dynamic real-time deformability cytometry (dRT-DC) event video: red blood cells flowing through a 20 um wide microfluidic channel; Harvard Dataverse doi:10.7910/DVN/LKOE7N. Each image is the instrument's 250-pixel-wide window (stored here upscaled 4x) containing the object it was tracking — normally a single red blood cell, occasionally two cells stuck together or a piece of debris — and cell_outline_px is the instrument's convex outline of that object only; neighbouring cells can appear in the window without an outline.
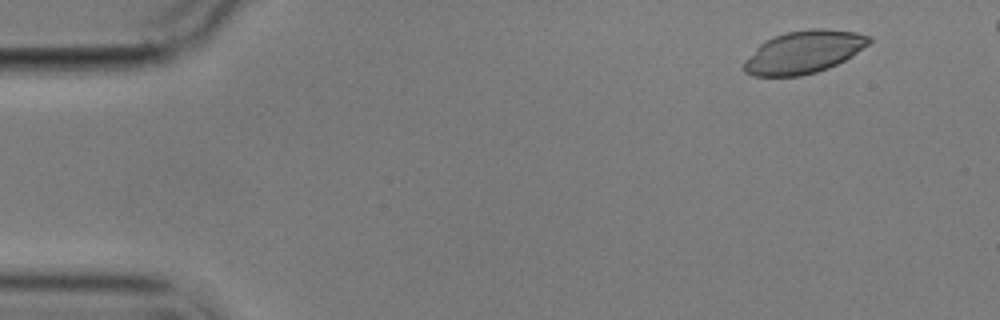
{"species": "common noctule bat (a hibernating species)", "species_latin": "Nyctalus noctula", "temperature_condition": "cold", "stored_images_in_passage": 5, "camera_frame_rate_fps": 3000, "um_per_image_px": 0.085, "animal": {"sex": "male", "body_mass_g": 17.9}, "frame": {"image": 1, "passage_image": 1, "time_ms": 0.0, "image_size_px": [1000, 320], "cell_outline_px": [[872, 40], [868, 44], [852, 56], [828, 68], [816, 72], [800, 76], [752, 76], [744, 72], [744, 60], [764, 40], [772, 36], [788, 32], [812, 28], [824, 28], [856, 32], [872, 36]], "centroid_in_image_um": [68.31, 4.42], "position_along_channel_um": 16.7, "area_um2": 31.15}}